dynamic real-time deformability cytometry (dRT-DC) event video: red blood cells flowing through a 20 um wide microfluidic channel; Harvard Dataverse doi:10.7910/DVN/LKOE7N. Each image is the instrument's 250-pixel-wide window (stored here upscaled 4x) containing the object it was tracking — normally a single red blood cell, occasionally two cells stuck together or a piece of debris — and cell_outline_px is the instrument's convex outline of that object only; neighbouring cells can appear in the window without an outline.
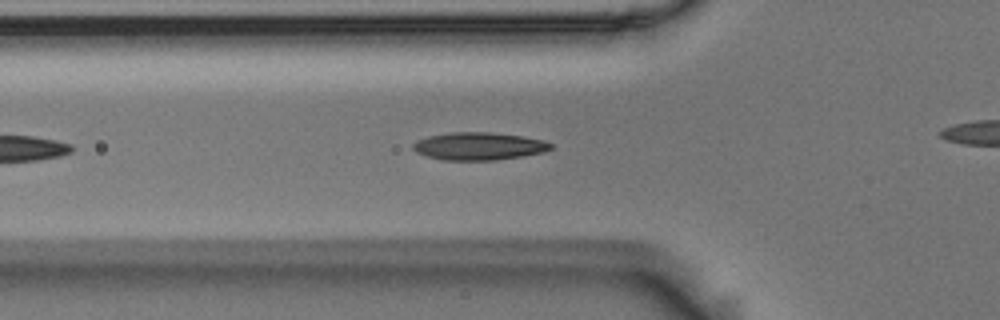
{"species": "Egyptian fruit bat (a non-hibernating species)", "species_latin": "Rousettus aegyptiacus", "temperature_condition": "room temperature", "stored_images_in_passage": 29, "camera_frame_rate_fps": 3000, "um_per_image_px": 0.085, "animal": {"sex": "male"}, "frame": {"image": 1, "passage_image": 8, "time_ms": 2.333, "image_size_px": [1000, 320], "cell_outline_px": [[552, 148], [544, 152], [496, 160], [444, 160], [428, 156], [416, 152], [412, 148], [412, 144], [416, 140], [428, 136], [452, 132], [488, 132], [524, 136], [544, 140], [552, 144]], "centroid_in_image_um": [40.69, 12.42], "position_along_channel_um": 85.1, "area_um2": 22.2}}
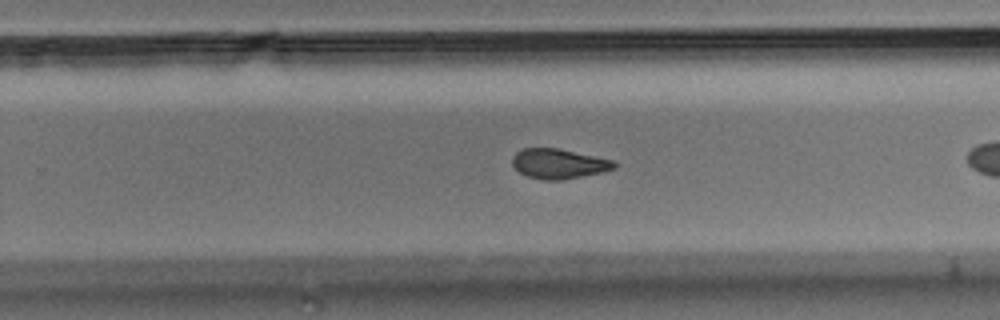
{"frame": {"image": 2, "passage_image": 21, "time_ms": 6.667, "image_size_px": [1000, 320], "cell_outline_px": [[616, 168], [604, 172], [560, 180], [544, 180], [528, 176], [520, 172], [512, 164], [512, 156], [516, 152], [524, 148], [556, 148], [616, 160]], "centroid_in_image_um": [47.52, 13.91], "position_along_channel_um": 282.3, "area_um2": 17.74}}
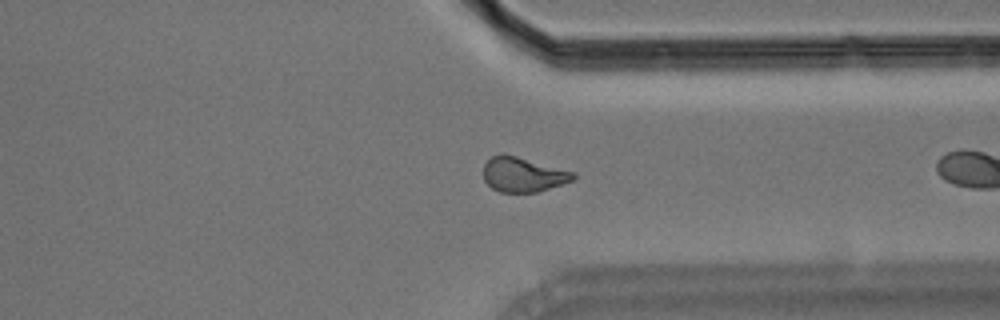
{"frame": {"image": 3, "passage_image": 28, "time_ms": 9.0, "image_size_px": [1000, 320], "cell_outline_px": [[576, 180], [536, 192], [500, 192], [492, 188], [484, 180], [484, 164], [492, 156], [504, 152], [576, 172]], "centroid_in_image_um": [44.49, 14.82], "position_along_channel_um": 366.9, "area_um2": 18.44}}